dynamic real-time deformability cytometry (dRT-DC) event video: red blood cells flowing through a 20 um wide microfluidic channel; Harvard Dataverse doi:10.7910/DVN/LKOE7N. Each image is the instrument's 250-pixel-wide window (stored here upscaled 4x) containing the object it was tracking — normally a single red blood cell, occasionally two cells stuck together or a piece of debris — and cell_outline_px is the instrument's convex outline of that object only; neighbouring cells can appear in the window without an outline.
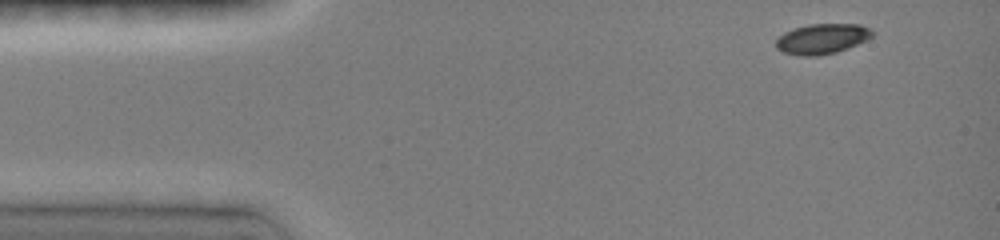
{"species": "common noctule bat (a hibernating species)", "species_latin": "Nyctalus noctula", "temperature_condition": "room temperature", "stored_images_in_passage": 6, "camera_frame_rate_fps": 3000, "um_per_image_px": 0.085, "animal": {"sex": "female", "body_mass_g": 19.0, "forearm_length_mm": 51.5}, "frame": {"image": 1, "passage_image": 1, "time_ms": 0.0, "image_size_px": [1000, 240], "cell_outline_px": [[872, 36], [856, 44], [836, 52], [816, 56], [800, 56], [784, 52], [776, 48], [776, 40], [784, 32], [808, 24], [860, 24], [872, 28]], "centroid_in_image_um": [69.86, 3.29], "position_along_channel_um": 15.1, "area_um2": 16.76}}
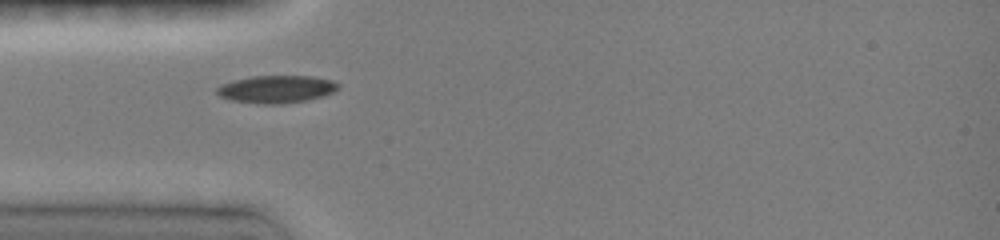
{"frame": {"image": 2, "passage_image": 4, "time_ms": 3.333, "image_size_px": [1000, 240], "cell_outline_px": [[340, 88], [332, 92], [320, 96], [304, 100], [280, 104], [264, 104], [232, 100], [220, 96], [216, 92], [216, 88], [220, 84], [252, 76], [312, 76], [332, 80], [340, 84]], "centroid_in_image_um": [23.49, 7.57], "position_along_channel_um": 61.5, "area_um2": 19.25}}
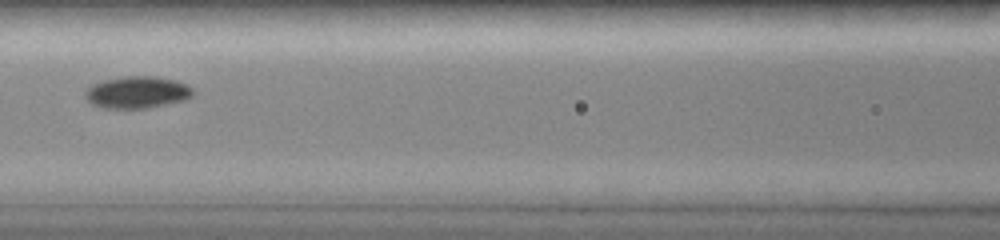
{"frame": {"image": 3, "passage_image": 6, "time_ms": 5.667, "image_size_px": [1000, 240], "cell_outline_px": [[192, 96], [188, 100], [148, 108], [104, 108], [92, 104], [84, 96], [84, 92], [92, 84], [104, 80], [124, 76], [156, 76], [176, 80], [188, 84], [192, 88]], "centroid_in_image_um": [11.69, 7.84], "position_along_channel_um": 154.9, "area_um2": 20.29}}